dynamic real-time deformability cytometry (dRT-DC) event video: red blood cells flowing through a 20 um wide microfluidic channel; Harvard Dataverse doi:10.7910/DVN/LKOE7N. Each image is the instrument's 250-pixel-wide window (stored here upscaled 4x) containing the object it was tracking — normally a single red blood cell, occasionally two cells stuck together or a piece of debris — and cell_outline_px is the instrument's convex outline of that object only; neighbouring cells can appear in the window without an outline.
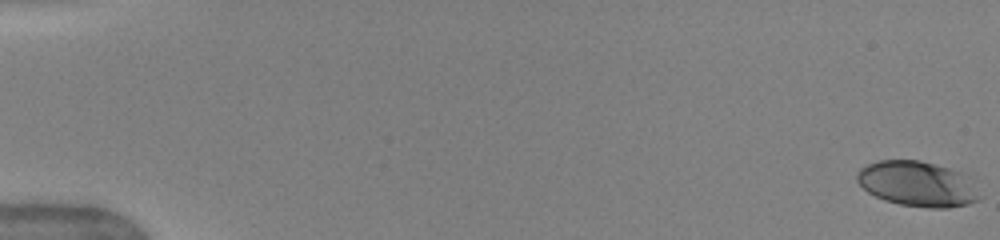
{"species": "human", "species_latin": "Homo sapiens", "temperature_condition": "warm", "stored_images_in_passage": 51, "camera_frame_rate_fps": 3000, "um_per_image_px": 0.085, "donor": {"sex": "female"}, "frame": {"image": 1, "passage_image": 1, "time_ms": 0.0, "image_size_px": [1000, 240], "cell_outline_px": [[984, 196], [980, 200], [968, 204], [948, 208], [928, 208], [900, 204], [884, 200], [868, 192], [856, 180], [856, 176], [860, 168], [868, 164], [880, 160], [920, 160], [948, 168], [960, 172]], "centroid_in_image_um": [77.99, 15.64], "position_along_channel_um": 7.0, "area_um2": 32.19}}
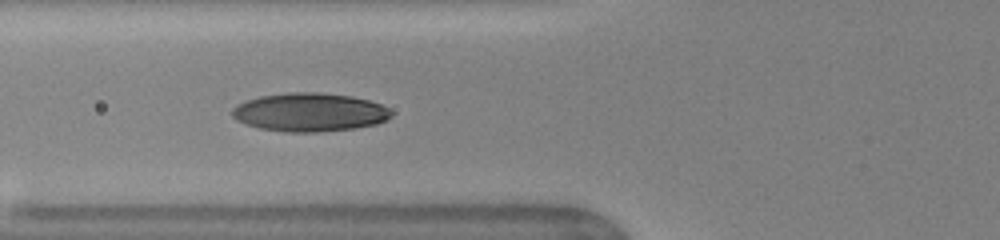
{"frame": {"image": 2, "passage_image": 21, "time_ms": 6.667, "image_size_px": [1000, 240], "cell_outline_px": [[392, 116], [388, 120], [376, 124], [356, 128], [316, 132], [284, 132], [260, 128], [236, 120], [232, 116], [232, 108], [248, 100], [260, 96], [288, 92], [320, 92], [352, 96], [368, 100], [380, 104], [388, 108], [392, 112]], "centroid_in_image_um": [26.35, 9.54], "position_along_channel_um": 99.4, "area_um2": 35.72}}
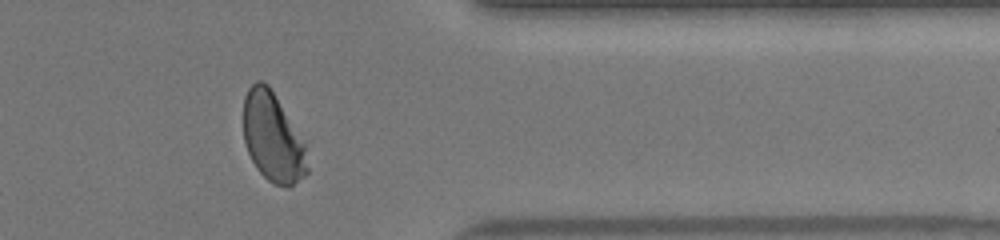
{"frame": {"image": 3, "passage_image": 43, "time_ms": 14.0, "image_size_px": [1000, 240], "cell_outline_px": [[308, 172], [304, 176], [288, 188], [272, 184], [256, 168], [248, 152], [244, 140], [244, 96], [248, 88], [256, 80], [260, 80], [268, 84], [304, 144], [308, 168]], "centroid_in_image_um": [23.16, 11.71], "position_along_channel_um": 388.2, "area_um2": 32.66}, "authors_computed_cell_mechanics": {"area_um2": 34.0442, "velocity_mm_per_s": 4.0503, "shape_relaxation_time_tau1_ms": 3.7625, "shape_relaxation_time_tau2_ms": null, "deformation_change_tau1": 0.1763, "deformation_change_tau2": null}}